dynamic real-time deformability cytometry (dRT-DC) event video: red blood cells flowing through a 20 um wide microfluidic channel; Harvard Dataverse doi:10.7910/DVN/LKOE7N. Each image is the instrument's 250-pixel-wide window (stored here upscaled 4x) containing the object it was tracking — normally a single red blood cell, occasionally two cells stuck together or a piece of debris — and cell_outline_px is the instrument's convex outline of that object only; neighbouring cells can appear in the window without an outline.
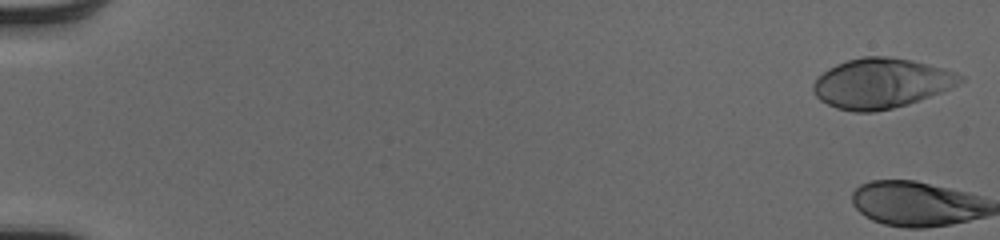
{"species": "human", "species_latin": "Homo sapiens", "temperature_condition": "cold", "stored_images_in_passage": 3, "camera_frame_rate_fps": 3000, "um_per_image_px": 0.085, "donor": {"sex": "male"}, "frame": {"image": 1, "passage_image": 1, "time_ms": 0.0, "image_size_px": [1000, 240], "cell_outline_px": [[964, 80], [940, 92], [908, 104], [892, 108], [872, 112], [852, 112], [836, 108], [820, 100], [816, 96], [812, 88], [812, 84], [828, 68], [836, 64], [860, 56], [888, 56], [912, 60], [944, 68], [956, 72], [964, 76]], "centroid_in_image_um": [74.88, 7.07], "position_along_channel_um": 10.1, "area_um2": 42.6}}